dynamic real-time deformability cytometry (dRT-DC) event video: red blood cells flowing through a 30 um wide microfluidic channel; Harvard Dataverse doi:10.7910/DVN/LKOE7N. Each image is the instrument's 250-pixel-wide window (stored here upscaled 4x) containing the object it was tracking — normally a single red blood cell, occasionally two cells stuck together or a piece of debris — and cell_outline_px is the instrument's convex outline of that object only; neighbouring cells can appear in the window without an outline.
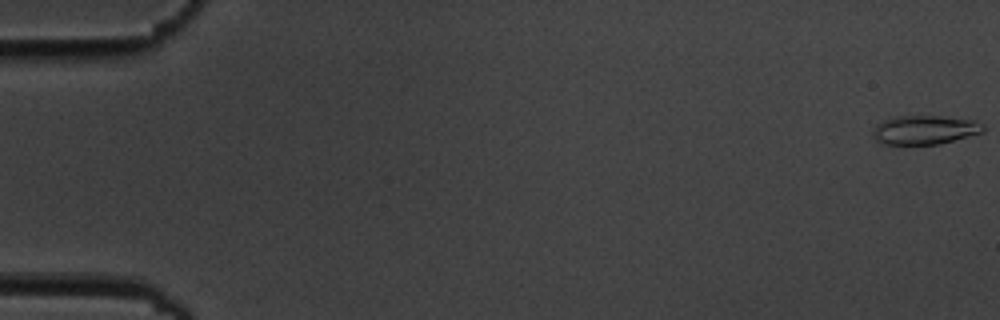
{"species": "common noctule bat (a hibernating species)", "species_latin": "Nyctalus noctula", "temperature_condition": "cold", "stored_images_in_passage": 6, "camera_frame_rate_fps": 3000, "um_per_image_px": 0.085, "animal": {"sex": "male", "body_mass_g": 19.5, "forearm_length_mm": 54.6}, "frame": {"image": 1, "passage_image": 1, "time_ms": 0.0, "image_size_px": [1000, 320], "cell_outline_px": [[984, 132], [940, 144], [884, 144], [876, 140], [872, 136], [872, 132], [876, 124], [884, 120], [896, 116], [940, 116], [972, 120], [984, 124]], "centroid_in_image_um": [78.59, 11.04], "position_along_channel_um": 6.4, "area_um2": 18.61}}
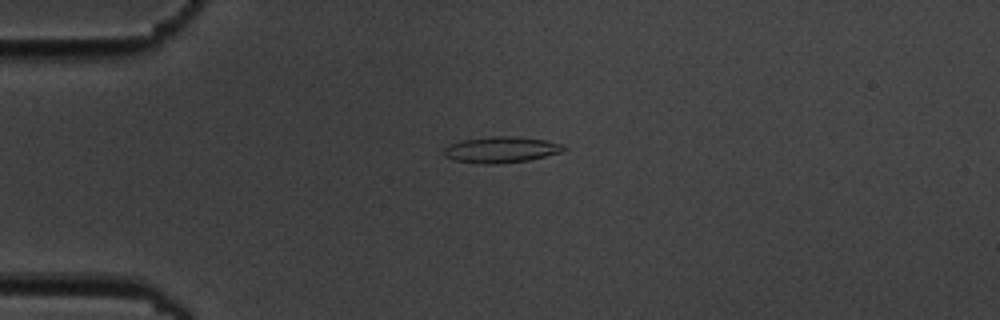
{"frame": {"image": 2, "passage_image": 5, "time_ms": 4.667, "image_size_px": [1000, 320], "cell_outline_px": [[568, 148], [560, 152], [528, 160], [500, 164], [480, 164], [452, 160], [444, 156], [444, 148], [460, 140], [492, 136], [512, 136], [544, 140], [564, 144]], "centroid_in_image_um": [42.57, 12.73], "position_along_channel_um": 42.4, "area_um2": 18.26}}